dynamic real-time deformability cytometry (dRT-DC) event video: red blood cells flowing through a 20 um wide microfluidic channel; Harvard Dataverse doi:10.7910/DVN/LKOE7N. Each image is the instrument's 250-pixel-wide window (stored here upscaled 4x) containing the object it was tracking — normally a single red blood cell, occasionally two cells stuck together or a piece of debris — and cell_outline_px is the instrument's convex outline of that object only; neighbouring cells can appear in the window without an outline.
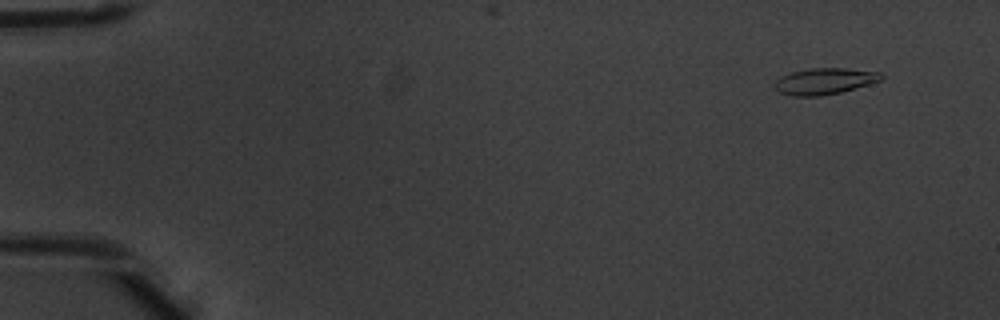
{"species": "common noctule bat (a hibernating species)", "species_latin": "Nyctalus noctula", "temperature_condition": "warm", "stored_images_in_passage": 8, "camera_frame_rate_fps": 3000, "um_per_image_px": 0.085, "animal": {"sex": "male", "body_mass_g": 20.1, "forearm_length_mm": 53.5}, "frame": {"image": 1, "passage_image": 1, "time_ms": 0.0, "image_size_px": [1000, 320], "cell_outline_px": [[884, 76], [880, 80], [868, 84], [840, 92], [820, 96], [792, 96], [780, 92], [772, 88], [772, 84], [780, 76], [792, 72], [808, 68], [848, 68], [880, 72]], "centroid_in_image_um": [70.02, 6.89], "position_along_channel_um": 15.0, "area_um2": 16.42}}
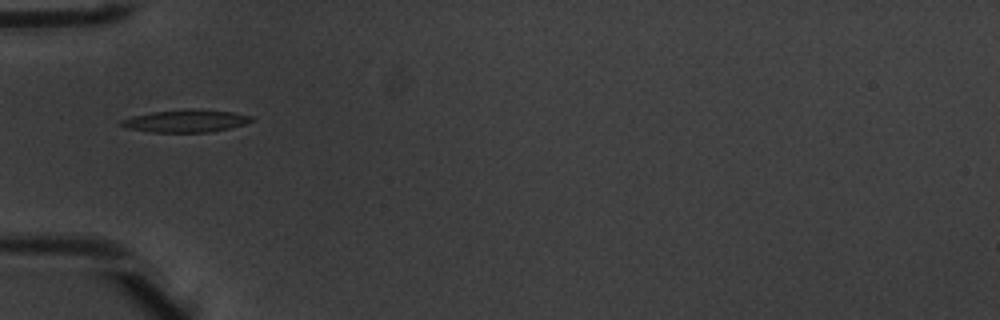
{"frame": {"image": 2, "passage_image": 5, "time_ms": 1.333, "image_size_px": [1000, 320], "cell_outline_px": [[256, 120], [244, 124], [228, 128], [208, 132], [152, 132], [128, 128], [120, 124], [120, 120], [132, 116], [152, 112], [192, 108], [232, 112], [252, 116]], "centroid_in_image_um": [15.81, 10.27], "position_along_channel_um": 69.2, "area_um2": 16.99}}
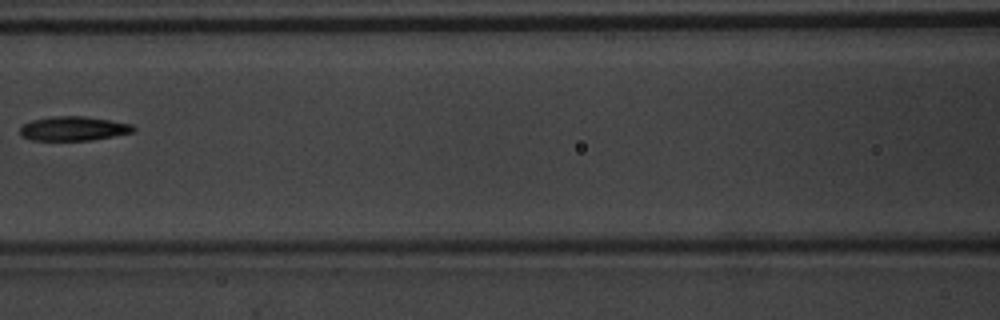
{"frame": {"image": 3, "passage_image": 7, "time_ms": 2.0, "image_size_px": [1000, 320], "cell_outline_px": [[136, 132], [92, 140], [32, 140], [20, 136], [20, 128], [24, 124], [32, 120], [52, 116], [84, 116], [132, 124], [136, 128]], "centroid_in_image_um": [6.26, 10.93], "position_along_channel_um": 160.3, "area_um2": 16.07}}